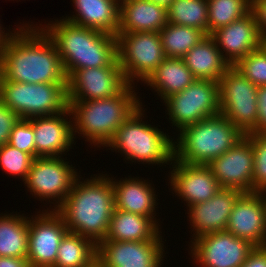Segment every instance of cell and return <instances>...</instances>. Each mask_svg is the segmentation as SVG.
Here are the masks:
<instances>
[{
    "mask_svg": "<svg viewBox=\"0 0 266 267\" xmlns=\"http://www.w3.org/2000/svg\"><path fill=\"white\" fill-rule=\"evenodd\" d=\"M33 25H18L4 43L0 50V78L29 84H67L54 42L40 26Z\"/></svg>",
    "mask_w": 266,
    "mask_h": 267,
    "instance_id": "6da1fadb",
    "label": "cell"
},
{
    "mask_svg": "<svg viewBox=\"0 0 266 267\" xmlns=\"http://www.w3.org/2000/svg\"><path fill=\"white\" fill-rule=\"evenodd\" d=\"M98 175L83 181L79 176L56 209L69 232L87 237L96 245L105 239L114 211L112 180L107 174Z\"/></svg>",
    "mask_w": 266,
    "mask_h": 267,
    "instance_id": "7a4b0ae2",
    "label": "cell"
},
{
    "mask_svg": "<svg viewBox=\"0 0 266 267\" xmlns=\"http://www.w3.org/2000/svg\"><path fill=\"white\" fill-rule=\"evenodd\" d=\"M54 20L39 25L54 42L67 78L77 69L111 66L117 60L115 35Z\"/></svg>",
    "mask_w": 266,
    "mask_h": 267,
    "instance_id": "3957f363",
    "label": "cell"
},
{
    "mask_svg": "<svg viewBox=\"0 0 266 267\" xmlns=\"http://www.w3.org/2000/svg\"><path fill=\"white\" fill-rule=\"evenodd\" d=\"M133 88L134 85L128 84L119 94L109 98L68 101L74 139L76 134L83 135L92 146L106 148L117 129L142 104Z\"/></svg>",
    "mask_w": 266,
    "mask_h": 267,
    "instance_id": "277c9868",
    "label": "cell"
},
{
    "mask_svg": "<svg viewBox=\"0 0 266 267\" xmlns=\"http://www.w3.org/2000/svg\"><path fill=\"white\" fill-rule=\"evenodd\" d=\"M245 134L221 113L183 128L174 143V159L208 165L230 150Z\"/></svg>",
    "mask_w": 266,
    "mask_h": 267,
    "instance_id": "5b68a950",
    "label": "cell"
},
{
    "mask_svg": "<svg viewBox=\"0 0 266 267\" xmlns=\"http://www.w3.org/2000/svg\"><path fill=\"white\" fill-rule=\"evenodd\" d=\"M143 112L145 109L141 104L117 129L106 147L124 154V159L132 161L131 163L137 161L148 165H169L174 158V139L157 128L158 126L142 121L145 114Z\"/></svg>",
    "mask_w": 266,
    "mask_h": 267,
    "instance_id": "8992f818",
    "label": "cell"
},
{
    "mask_svg": "<svg viewBox=\"0 0 266 267\" xmlns=\"http://www.w3.org/2000/svg\"><path fill=\"white\" fill-rule=\"evenodd\" d=\"M0 100L22 119L56 115L69 106L67 84H29L5 78H0Z\"/></svg>",
    "mask_w": 266,
    "mask_h": 267,
    "instance_id": "52a82bcc",
    "label": "cell"
},
{
    "mask_svg": "<svg viewBox=\"0 0 266 267\" xmlns=\"http://www.w3.org/2000/svg\"><path fill=\"white\" fill-rule=\"evenodd\" d=\"M116 38L117 59L128 84L145 82L166 58L159 32L117 33Z\"/></svg>",
    "mask_w": 266,
    "mask_h": 267,
    "instance_id": "ba28073f",
    "label": "cell"
},
{
    "mask_svg": "<svg viewBox=\"0 0 266 267\" xmlns=\"http://www.w3.org/2000/svg\"><path fill=\"white\" fill-rule=\"evenodd\" d=\"M163 103L172 126L180 132L185 127L220 114L219 82L196 79Z\"/></svg>",
    "mask_w": 266,
    "mask_h": 267,
    "instance_id": "9c48e42d",
    "label": "cell"
},
{
    "mask_svg": "<svg viewBox=\"0 0 266 267\" xmlns=\"http://www.w3.org/2000/svg\"><path fill=\"white\" fill-rule=\"evenodd\" d=\"M258 86L231 66L219 80L220 113L244 134L257 129Z\"/></svg>",
    "mask_w": 266,
    "mask_h": 267,
    "instance_id": "30bf717a",
    "label": "cell"
},
{
    "mask_svg": "<svg viewBox=\"0 0 266 267\" xmlns=\"http://www.w3.org/2000/svg\"><path fill=\"white\" fill-rule=\"evenodd\" d=\"M64 160L62 156L34 158L24 181L32 196L39 197V201L48 200L50 207L51 203L55 204L51 210H56L64 202L75 180L81 176L75 166Z\"/></svg>",
    "mask_w": 266,
    "mask_h": 267,
    "instance_id": "8fae6325",
    "label": "cell"
},
{
    "mask_svg": "<svg viewBox=\"0 0 266 267\" xmlns=\"http://www.w3.org/2000/svg\"><path fill=\"white\" fill-rule=\"evenodd\" d=\"M36 215L29 217L27 259L30 267H53L68 228L56 210L47 208Z\"/></svg>",
    "mask_w": 266,
    "mask_h": 267,
    "instance_id": "7c38bea8",
    "label": "cell"
},
{
    "mask_svg": "<svg viewBox=\"0 0 266 267\" xmlns=\"http://www.w3.org/2000/svg\"><path fill=\"white\" fill-rule=\"evenodd\" d=\"M192 259L200 267H240L255 248L250 242L227 231L202 235L191 240Z\"/></svg>",
    "mask_w": 266,
    "mask_h": 267,
    "instance_id": "4fadbf2b",
    "label": "cell"
},
{
    "mask_svg": "<svg viewBox=\"0 0 266 267\" xmlns=\"http://www.w3.org/2000/svg\"><path fill=\"white\" fill-rule=\"evenodd\" d=\"M128 85L118 59L105 67L75 70L67 78L68 101H90L119 94Z\"/></svg>",
    "mask_w": 266,
    "mask_h": 267,
    "instance_id": "5bb4252c",
    "label": "cell"
},
{
    "mask_svg": "<svg viewBox=\"0 0 266 267\" xmlns=\"http://www.w3.org/2000/svg\"><path fill=\"white\" fill-rule=\"evenodd\" d=\"M164 241H100L96 267H161Z\"/></svg>",
    "mask_w": 266,
    "mask_h": 267,
    "instance_id": "9a60e30c",
    "label": "cell"
},
{
    "mask_svg": "<svg viewBox=\"0 0 266 267\" xmlns=\"http://www.w3.org/2000/svg\"><path fill=\"white\" fill-rule=\"evenodd\" d=\"M207 166L221 188L237 189L242 193L253 192L254 153L251 140L246 135Z\"/></svg>",
    "mask_w": 266,
    "mask_h": 267,
    "instance_id": "2e32d148",
    "label": "cell"
},
{
    "mask_svg": "<svg viewBox=\"0 0 266 267\" xmlns=\"http://www.w3.org/2000/svg\"><path fill=\"white\" fill-rule=\"evenodd\" d=\"M173 164V165H172ZM169 184L172 191L187 207L208 201L220 189L219 183L207 165H193L173 158L170 163Z\"/></svg>",
    "mask_w": 266,
    "mask_h": 267,
    "instance_id": "e0dca14e",
    "label": "cell"
},
{
    "mask_svg": "<svg viewBox=\"0 0 266 267\" xmlns=\"http://www.w3.org/2000/svg\"><path fill=\"white\" fill-rule=\"evenodd\" d=\"M225 231L255 247L266 246V211L259 192L242 193L238 197Z\"/></svg>",
    "mask_w": 266,
    "mask_h": 267,
    "instance_id": "ac0fdd59",
    "label": "cell"
},
{
    "mask_svg": "<svg viewBox=\"0 0 266 267\" xmlns=\"http://www.w3.org/2000/svg\"><path fill=\"white\" fill-rule=\"evenodd\" d=\"M210 36L215 40L220 53L230 66H234L240 59L263 44L252 11L229 25L219 28Z\"/></svg>",
    "mask_w": 266,
    "mask_h": 267,
    "instance_id": "d6986e66",
    "label": "cell"
},
{
    "mask_svg": "<svg viewBox=\"0 0 266 267\" xmlns=\"http://www.w3.org/2000/svg\"><path fill=\"white\" fill-rule=\"evenodd\" d=\"M71 115L68 107L64 112L56 115L32 118L35 136V158L60 157L72 149L75 139L73 136V121H71L73 117Z\"/></svg>",
    "mask_w": 266,
    "mask_h": 267,
    "instance_id": "ffe728a7",
    "label": "cell"
},
{
    "mask_svg": "<svg viewBox=\"0 0 266 267\" xmlns=\"http://www.w3.org/2000/svg\"><path fill=\"white\" fill-rule=\"evenodd\" d=\"M242 194L240 190L221 188L206 202L196 203L188 208L187 214L194 233L191 239H197L209 233L225 231L233 205ZM194 237V238H193Z\"/></svg>",
    "mask_w": 266,
    "mask_h": 267,
    "instance_id": "44dd1931",
    "label": "cell"
},
{
    "mask_svg": "<svg viewBox=\"0 0 266 267\" xmlns=\"http://www.w3.org/2000/svg\"><path fill=\"white\" fill-rule=\"evenodd\" d=\"M128 177L117 181L111 177L114 190V208L150 217L160 226L155 217V210H157L155 208H158L155 207L158 205L155 188L144 178Z\"/></svg>",
    "mask_w": 266,
    "mask_h": 267,
    "instance_id": "7402d4cb",
    "label": "cell"
},
{
    "mask_svg": "<svg viewBox=\"0 0 266 267\" xmlns=\"http://www.w3.org/2000/svg\"><path fill=\"white\" fill-rule=\"evenodd\" d=\"M167 9L149 0L120 3L118 33L159 32L167 25Z\"/></svg>",
    "mask_w": 266,
    "mask_h": 267,
    "instance_id": "603a6c76",
    "label": "cell"
},
{
    "mask_svg": "<svg viewBox=\"0 0 266 267\" xmlns=\"http://www.w3.org/2000/svg\"><path fill=\"white\" fill-rule=\"evenodd\" d=\"M75 14L63 19L90 29L117 35L120 3L116 0H72Z\"/></svg>",
    "mask_w": 266,
    "mask_h": 267,
    "instance_id": "cb8c5ba5",
    "label": "cell"
},
{
    "mask_svg": "<svg viewBox=\"0 0 266 267\" xmlns=\"http://www.w3.org/2000/svg\"><path fill=\"white\" fill-rule=\"evenodd\" d=\"M159 226L150 218L115 209L105 239L102 241L164 240Z\"/></svg>",
    "mask_w": 266,
    "mask_h": 267,
    "instance_id": "d4e9b609",
    "label": "cell"
},
{
    "mask_svg": "<svg viewBox=\"0 0 266 267\" xmlns=\"http://www.w3.org/2000/svg\"><path fill=\"white\" fill-rule=\"evenodd\" d=\"M196 79L219 82L231 67L223 58L215 40L207 35L182 57Z\"/></svg>",
    "mask_w": 266,
    "mask_h": 267,
    "instance_id": "484cf974",
    "label": "cell"
},
{
    "mask_svg": "<svg viewBox=\"0 0 266 267\" xmlns=\"http://www.w3.org/2000/svg\"><path fill=\"white\" fill-rule=\"evenodd\" d=\"M195 80L196 78L182 58H165L143 83L153 88L163 101L171 95L183 91Z\"/></svg>",
    "mask_w": 266,
    "mask_h": 267,
    "instance_id": "4316f807",
    "label": "cell"
},
{
    "mask_svg": "<svg viewBox=\"0 0 266 267\" xmlns=\"http://www.w3.org/2000/svg\"><path fill=\"white\" fill-rule=\"evenodd\" d=\"M29 217L0 214V257L27 258Z\"/></svg>",
    "mask_w": 266,
    "mask_h": 267,
    "instance_id": "83f0119b",
    "label": "cell"
},
{
    "mask_svg": "<svg viewBox=\"0 0 266 267\" xmlns=\"http://www.w3.org/2000/svg\"><path fill=\"white\" fill-rule=\"evenodd\" d=\"M97 245L89 238L67 232L53 267H96Z\"/></svg>",
    "mask_w": 266,
    "mask_h": 267,
    "instance_id": "f1b7e54d",
    "label": "cell"
},
{
    "mask_svg": "<svg viewBox=\"0 0 266 267\" xmlns=\"http://www.w3.org/2000/svg\"><path fill=\"white\" fill-rule=\"evenodd\" d=\"M159 33L166 58H182L207 36L196 28L170 23Z\"/></svg>",
    "mask_w": 266,
    "mask_h": 267,
    "instance_id": "f546056e",
    "label": "cell"
},
{
    "mask_svg": "<svg viewBox=\"0 0 266 267\" xmlns=\"http://www.w3.org/2000/svg\"><path fill=\"white\" fill-rule=\"evenodd\" d=\"M170 24L193 27L208 35L207 0H174L167 8Z\"/></svg>",
    "mask_w": 266,
    "mask_h": 267,
    "instance_id": "4dcf8cb0",
    "label": "cell"
},
{
    "mask_svg": "<svg viewBox=\"0 0 266 267\" xmlns=\"http://www.w3.org/2000/svg\"><path fill=\"white\" fill-rule=\"evenodd\" d=\"M208 35L251 11V0H207Z\"/></svg>",
    "mask_w": 266,
    "mask_h": 267,
    "instance_id": "1f68e13d",
    "label": "cell"
},
{
    "mask_svg": "<svg viewBox=\"0 0 266 267\" xmlns=\"http://www.w3.org/2000/svg\"><path fill=\"white\" fill-rule=\"evenodd\" d=\"M233 67L255 86H266V47L262 44Z\"/></svg>",
    "mask_w": 266,
    "mask_h": 267,
    "instance_id": "d6a6232c",
    "label": "cell"
},
{
    "mask_svg": "<svg viewBox=\"0 0 266 267\" xmlns=\"http://www.w3.org/2000/svg\"><path fill=\"white\" fill-rule=\"evenodd\" d=\"M34 158L8 143L0 146V166L7 174L23 179L24 182ZM18 176V177H17Z\"/></svg>",
    "mask_w": 266,
    "mask_h": 267,
    "instance_id": "836d02e7",
    "label": "cell"
},
{
    "mask_svg": "<svg viewBox=\"0 0 266 267\" xmlns=\"http://www.w3.org/2000/svg\"><path fill=\"white\" fill-rule=\"evenodd\" d=\"M252 143L254 153L253 192L266 189V133L245 134Z\"/></svg>",
    "mask_w": 266,
    "mask_h": 267,
    "instance_id": "e575fe53",
    "label": "cell"
},
{
    "mask_svg": "<svg viewBox=\"0 0 266 267\" xmlns=\"http://www.w3.org/2000/svg\"><path fill=\"white\" fill-rule=\"evenodd\" d=\"M8 144L35 158V136L32 118L19 119L10 133Z\"/></svg>",
    "mask_w": 266,
    "mask_h": 267,
    "instance_id": "d590c367",
    "label": "cell"
},
{
    "mask_svg": "<svg viewBox=\"0 0 266 267\" xmlns=\"http://www.w3.org/2000/svg\"><path fill=\"white\" fill-rule=\"evenodd\" d=\"M20 117L0 100V146L8 143L9 136Z\"/></svg>",
    "mask_w": 266,
    "mask_h": 267,
    "instance_id": "8d00e7d4",
    "label": "cell"
},
{
    "mask_svg": "<svg viewBox=\"0 0 266 267\" xmlns=\"http://www.w3.org/2000/svg\"><path fill=\"white\" fill-rule=\"evenodd\" d=\"M257 103V129L253 133H266V86H258Z\"/></svg>",
    "mask_w": 266,
    "mask_h": 267,
    "instance_id": "74e56055",
    "label": "cell"
},
{
    "mask_svg": "<svg viewBox=\"0 0 266 267\" xmlns=\"http://www.w3.org/2000/svg\"><path fill=\"white\" fill-rule=\"evenodd\" d=\"M251 11L262 39L266 38V0H251Z\"/></svg>",
    "mask_w": 266,
    "mask_h": 267,
    "instance_id": "f35d334b",
    "label": "cell"
},
{
    "mask_svg": "<svg viewBox=\"0 0 266 267\" xmlns=\"http://www.w3.org/2000/svg\"><path fill=\"white\" fill-rule=\"evenodd\" d=\"M240 267H266V246L255 247Z\"/></svg>",
    "mask_w": 266,
    "mask_h": 267,
    "instance_id": "ab89813d",
    "label": "cell"
},
{
    "mask_svg": "<svg viewBox=\"0 0 266 267\" xmlns=\"http://www.w3.org/2000/svg\"><path fill=\"white\" fill-rule=\"evenodd\" d=\"M0 267H30L27 258L0 257Z\"/></svg>",
    "mask_w": 266,
    "mask_h": 267,
    "instance_id": "60d3db41",
    "label": "cell"
},
{
    "mask_svg": "<svg viewBox=\"0 0 266 267\" xmlns=\"http://www.w3.org/2000/svg\"><path fill=\"white\" fill-rule=\"evenodd\" d=\"M157 5L165 7L166 9L171 5L174 0H149Z\"/></svg>",
    "mask_w": 266,
    "mask_h": 267,
    "instance_id": "b9f144b4",
    "label": "cell"
},
{
    "mask_svg": "<svg viewBox=\"0 0 266 267\" xmlns=\"http://www.w3.org/2000/svg\"><path fill=\"white\" fill-rule=\"evenodd\" d=\"M261 197H262V200H263V203H264V208H265V211H266V189H263L261 191H259Z\"/></svg>",
    "mask_w": 266,
    "mask_h": 267,
    "instance_id": "7bdbcfd3",
    "label": "cell"
},
{
    "mask_svg": "<svg viewBox=\"0 0 266 267\" xmlns=\"http://www.w3.org/2000/svg\"><path fill=\"white\" fill-rule=\"evenodd\" d=\"M263 45L266 47V38H263Z\"/></svg>",
    "mask_w": 266,
    "mask_h": 267,
    "instance_id": "ee69618b",
    "label": "cell"
}]
</instances>
